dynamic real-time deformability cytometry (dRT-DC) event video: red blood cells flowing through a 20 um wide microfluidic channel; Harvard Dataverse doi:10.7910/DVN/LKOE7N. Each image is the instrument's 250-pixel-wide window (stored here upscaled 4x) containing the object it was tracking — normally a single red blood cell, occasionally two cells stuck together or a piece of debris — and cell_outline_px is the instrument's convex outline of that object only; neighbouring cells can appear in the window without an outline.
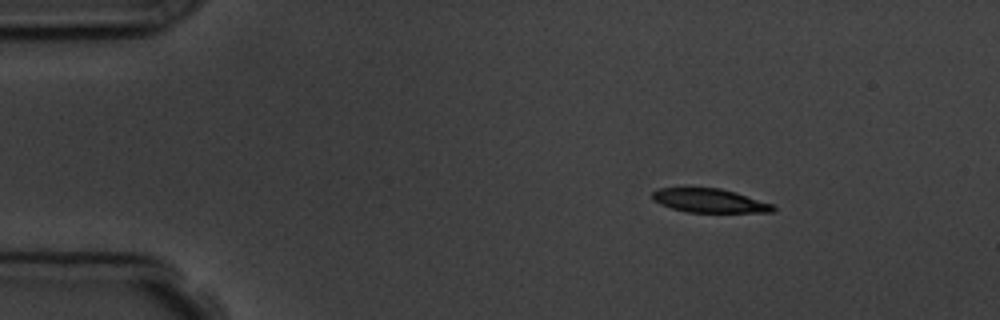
{"species": "common noctule bat (a hibernating species)", "species_latin": "Nyctalus noctula", "temperature_condition": "room temperature", "stored_images_in_passage": 6, "camera_frame_rate_fps": 3000, "um_per_image_px": 0.085, "animal": {"sex": "male", "body_mass_g": 19.5, "forearm_length_mm": 54.6}, "frame": {"image": 1, "passage_image": 3, "time_ms": 2.333, "image_size_px": [1000, 320], "cell_outline_px": [[776, 208], [772, 212], [688, 212], [672, 208], [660, 204], [652, 200], [652, 192], [656, 188], [720, 188], [736, 192], [772, 204]], "centroid_in_image_um": [60.28, 17.05], "position_along_channel_um": 24.7, "area_um2": 16.7}}